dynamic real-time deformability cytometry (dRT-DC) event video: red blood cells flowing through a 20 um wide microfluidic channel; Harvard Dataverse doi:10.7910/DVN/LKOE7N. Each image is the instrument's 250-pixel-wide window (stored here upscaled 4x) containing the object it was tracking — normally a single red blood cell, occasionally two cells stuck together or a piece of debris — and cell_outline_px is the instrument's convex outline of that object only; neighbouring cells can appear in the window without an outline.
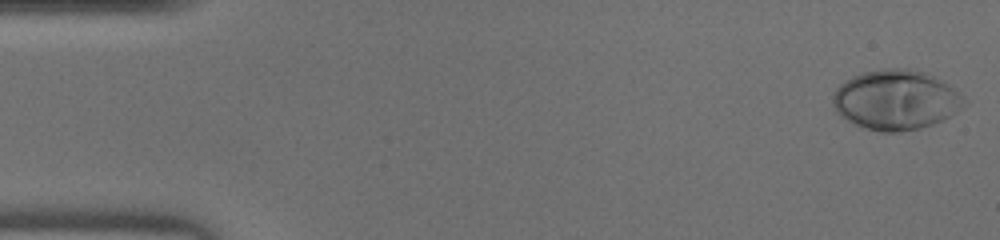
{"species": "human", "species_latin": "Homo sapiens", "temperature_condition": "warm", "stored_images_in_passage": 46, "camera_frame_rate_fps": 3000, "um_per_image_px": 0.085, "donor": {"sex": "male"}, "frame": {"image": 1, "passage_image": 1, "time_ms": 0.0, "image_size_px": [1000, 240], "cell_outline_px": [[964, 104], [956, 112], [932, 124], [920, 128], [900, 132], [880, 132], [856, 124], [840, 116], [836, 112], [832, 104], [832, 96], [836, 88], [840, 84], [852, 76], [864, 72], [884, 68], [908, 68], [924, 72], [948, 84], [960, 92], [964, 96]], "centroid_in_image_um": [76.12, 8.48], "position_along_channel_um": 8.9, "area_um2": 45.6}}
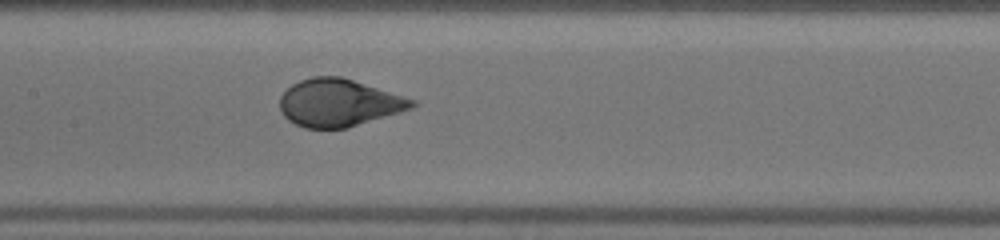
{"frame": {"image": 2, "passage_image": 22, "time_ms": 7.0, "image_size_px": [1000, 240], "cell_outline_px": [[416, 104], [412, 108], [400, 112], [348, 128], [304, 128], [288, 120], [284, 116], [280, 108], [280, 96], [292, 84], [300, 80], [312, 76], [340, 76], [416, 100]], "centroid_in_image_um": [28.78, 8.74], "position_along_channel_um": 178.6, "area_um2": 36.36}}
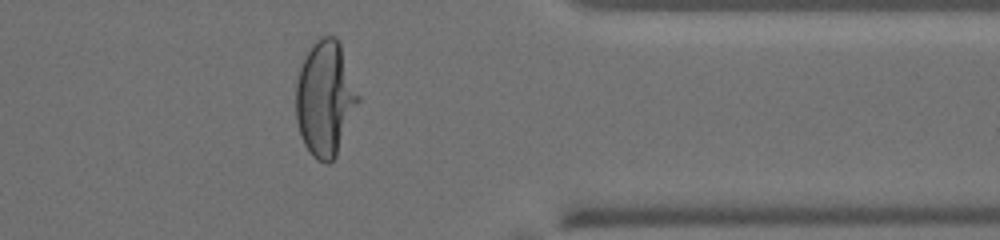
{"frame": {"image": 3, "passage_image": 37, "time_ms": 12.0, "image_size_px": [1000, 240], "cell_outline_px": [[360, 100], [336, 156], [328, 164], [324, 164], [316, 160], [312, 156], [304, 144], [300, 136], [296, 120], [296, 80], [304, 56], [308, 48], [320, 36], [336, 36], [340, 44], [360, 96]], "centroid_in_image_um": [27.62, 8.38], "position_along_channel_um": 383.8, "area_um2": 42.02}}